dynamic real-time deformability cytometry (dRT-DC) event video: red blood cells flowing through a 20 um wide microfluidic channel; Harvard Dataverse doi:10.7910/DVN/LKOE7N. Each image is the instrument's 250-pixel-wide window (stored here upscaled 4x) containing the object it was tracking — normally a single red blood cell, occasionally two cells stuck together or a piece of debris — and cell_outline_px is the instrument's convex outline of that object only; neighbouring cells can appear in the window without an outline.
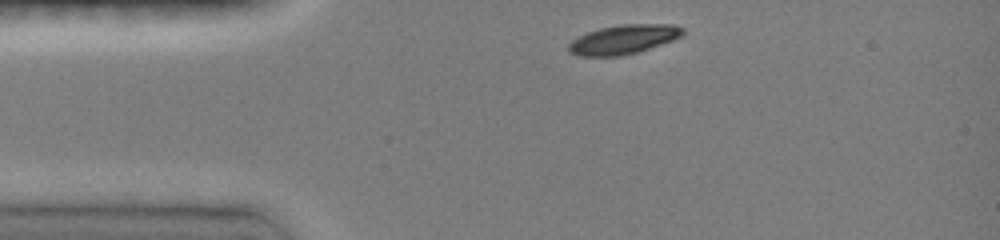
{"species": "common noctule bat (a hibernating species)", "species_latin": "Nyctalus noctula", "temperature_condition": "room temperature", "stored_images_in_passage": 2, "camera_frame_rate_fps": 3000, "um_per_image_px": 0.085, "animal": {"sex": "female", "body_mass_g": 19.0, "forearm_length_mm": 51.5}, "frame": {"image": 1, "passage_image": 1, "time_ms": 0.0, "image_size_px": [1000, 240], "cell_outline_px": [[684, 36], [636, 52], [620, 56], [580, 56], [568, 52], [568, 44], [572, 40], [588, 32], [600, 28], [620, 24], [672, 24], [684, 28]], "centroid_in_image_um": [53.0, 3.34], "position_along_channel_um": 32.0, "area_um2": 19.36}}